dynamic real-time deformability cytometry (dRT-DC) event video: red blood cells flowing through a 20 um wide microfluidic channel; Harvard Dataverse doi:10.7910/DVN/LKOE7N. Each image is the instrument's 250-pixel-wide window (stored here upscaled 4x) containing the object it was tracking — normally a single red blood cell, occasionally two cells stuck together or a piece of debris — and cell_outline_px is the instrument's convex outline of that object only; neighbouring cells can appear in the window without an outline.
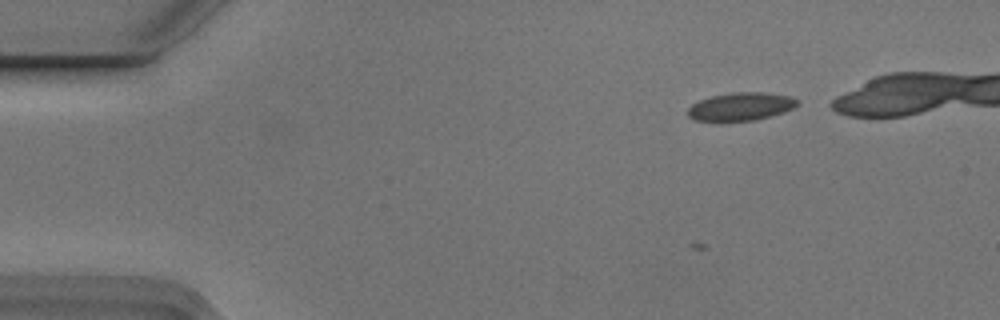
{"species": "Egyptian fruit bat (a non-hibernating species)", "species_latin": "Rousettus aegyptiacus", "temperature_condition": "cold", "stored_images_in_passage": 7, "camera_frame_rate_fps": 3000, "um_per_image_px": 0.085, "animal": {"sex": "male"}, "frame": {"image": 1, "passage_image": 3, "time_ms": 0.667, "image_size_px": [1000, 320], "cell_outline_px": [[796, 104], [792, 108], [784, 112], [752, 120], [716, 124], [692, 120], [688, 116], [688, 108], [692, 104], [700, 100], [712, 96], [732, 92], [768, 92], [792, 96], [796, 100]], "centroid_in_image_um": [62.87, 9.09], "position_along_channel_um": 22.1, "area_um2": 18.44}}